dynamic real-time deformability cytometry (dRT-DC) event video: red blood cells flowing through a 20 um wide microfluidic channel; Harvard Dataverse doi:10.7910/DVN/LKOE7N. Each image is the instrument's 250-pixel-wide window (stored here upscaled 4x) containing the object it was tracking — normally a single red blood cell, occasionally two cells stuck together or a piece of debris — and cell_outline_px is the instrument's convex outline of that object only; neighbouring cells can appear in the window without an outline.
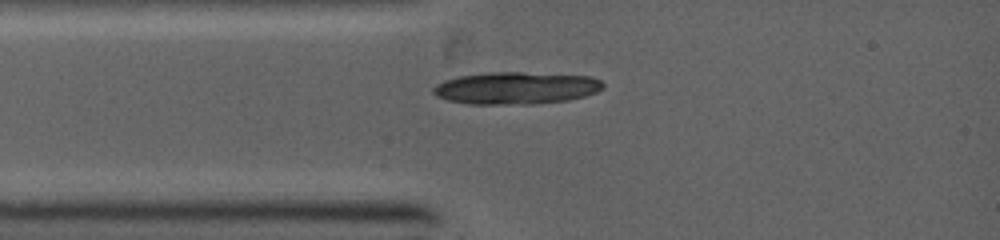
{"species": "common noctule bat (a hibernating species)", "species_latin": "Nyctalus noctula", "temperature_condition": "warm", "stored_images_in_passage": 1, "camera_frame_rate_fps": 5000, "um_per_image_px": 0.085, "animal": {"sex": "female", "body_mass_g": 19.0, "forearm_length_mm": 53.3}, "frame": {"image": 1, "passage_image": 1, "time_ms": 0.0, "image_size_px": [1000, 240], "cell_outline_px": [[604, 88], [596, 92], [584, 96], [568, 100], [528, 104], [468, 104], [448, 100], [436, 96], [432, 92], [432, 88], [436, 84], [444, 80], [460, 76], [488, 72], [520, 72], [592, 76], [600, 80], [604, 84]], "centroid_in_image_um": [43.85, 7.48], "position_along_channel_um": 41.1, "area_um2": 31.96}}